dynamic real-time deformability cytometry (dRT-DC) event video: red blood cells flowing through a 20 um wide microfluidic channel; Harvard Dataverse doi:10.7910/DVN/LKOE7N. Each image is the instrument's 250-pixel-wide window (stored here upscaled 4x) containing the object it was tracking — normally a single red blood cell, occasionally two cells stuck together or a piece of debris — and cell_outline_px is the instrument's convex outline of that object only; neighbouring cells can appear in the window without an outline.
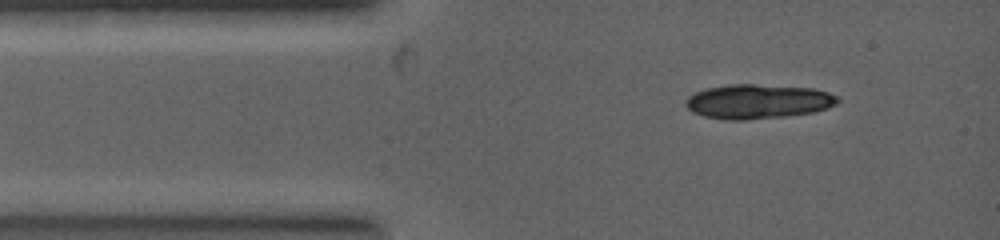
{"species": "common noctule bat (a hibernating species)", "species_latin": "Nyctalus noctula", "temperature_condition": "warm", "stored_images_in_passage": 1, "camera_frame_rate_fps": 5000, "um_per_image_px": 0.085, "animal": {"sex": "female", "body_mass_g": 19.0, "forearm_length_mm": 53.3}, "frame": {"image": 1, "passage_image": 1, "time_ms": 0.0, "image_size_px": [1000, 240], "cell_outline_px": [[840, 100], [836, 104], [812, 112], [784, 116], [744, 120], [724, 120], [704, 116], [692, 112], [684, 104], [684, 100], [688, 96], [696, 92], [708, 88], [732, 84], [752, 84], [812, 88], [828, 92], [836, 96]], "centroid_in_image_um": [64.37, 8.63], "position_along_channel_um": 20.6, "area_um2": 30.29}}